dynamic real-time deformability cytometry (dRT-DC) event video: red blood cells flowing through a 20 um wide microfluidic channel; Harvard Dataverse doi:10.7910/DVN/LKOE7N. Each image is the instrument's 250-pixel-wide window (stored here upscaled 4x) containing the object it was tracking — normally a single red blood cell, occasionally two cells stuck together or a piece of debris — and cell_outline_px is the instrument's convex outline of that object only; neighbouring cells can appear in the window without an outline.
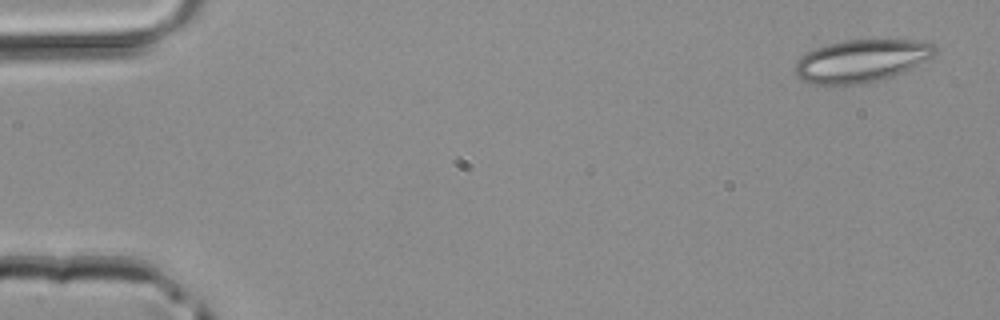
{"species": "common noctule bat (a hibernating species)", "species_latin": "Nyctalus noctula", "temperature_condition": "room temperature", "stored_images_in_passage": 4, "camera_frame_rate_fps": 3000, "um_per_image_px": 0.085, "animal": {"sex": "male", "body_mass_g": 20.4}, "frame": {"image": 1, "passage_image": 1, "time_ms": 0.0, "image_size_px": [1000, 320], "cell_outline_px": [[936, 52], [932, 56], [904, 72], [892, 76], [860, 84], [816, 84], [804, 80], [796, 76], [796, 64], [800, 56], [816, 48], [828, 44], [844, 40], [924, 40], [936, 44]], "centroid_in_image_um": [73.25, 5.15], "position_along_channel_um": 11.8, "area_um2": 34.39}}